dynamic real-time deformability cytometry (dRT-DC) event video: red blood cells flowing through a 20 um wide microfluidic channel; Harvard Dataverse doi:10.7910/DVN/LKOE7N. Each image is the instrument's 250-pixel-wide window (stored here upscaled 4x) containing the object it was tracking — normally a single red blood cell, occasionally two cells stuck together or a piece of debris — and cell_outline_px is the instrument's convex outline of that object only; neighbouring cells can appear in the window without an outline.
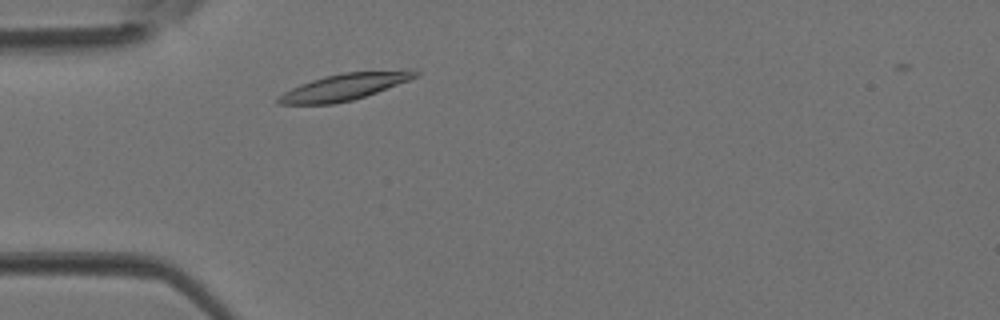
{"species": "Egyptian fruit bat (a non-hibernating species)", "species_latin": "Rousettus aegyptiacus", "temperature_condition": "room temperature", "stored_images_in_passage": 1, "camera_frame_rate_fps": 3000, "um_per_image_px": 0.085, "animal": {"sex": "female"}, "frame": {"image": 1, "passage_image": 1, "time_ms": 0.0, "image_size_px": [1000, 320], "cell_outline_px": [[420, 72], [416, 76], [408, 80], [376, 92], [352, 100], [332, 104], [276, 104], [276, 96], [300, 84], [324, 76], [344, 72], [408, 68], [412, 68]], "centroid_in_image_um": [29.29, 7.35], "position_along_channel_um": 55.7, "area_um2": 21.44}}